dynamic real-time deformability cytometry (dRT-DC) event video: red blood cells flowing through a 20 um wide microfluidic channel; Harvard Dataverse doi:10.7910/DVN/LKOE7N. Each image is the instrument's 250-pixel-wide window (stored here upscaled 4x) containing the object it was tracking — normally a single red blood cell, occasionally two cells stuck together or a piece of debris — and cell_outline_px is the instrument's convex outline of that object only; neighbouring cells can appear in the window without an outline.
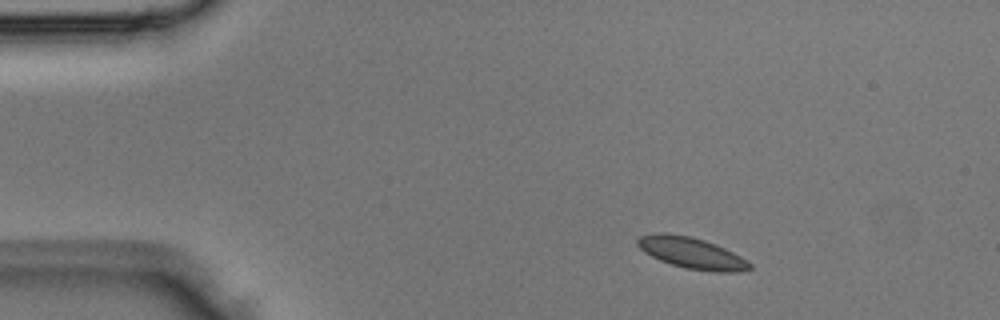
{"species": "Egyptian fruit bat (a non-hibernating species)", "species_latin": "Rousettus aegyptiacus", "temperature_condition": "room temperature", "stored_images_in_passage": 3, "camera_frame_rate_fps": 3000, "um_per_image_px": 0.085, "animal": {"sex": "male"}, "frame": {"image": 1, "passage_image": 1, "time_ms": 0.0, "image_size_px": [1000, 320], "cell_outline_px": [[752, 268], [740, 272], [716, 272], [688, 268], [672, 264], [660, 260], [644, 252], [636, 244], [636, 240], [640, 236], [656, 232], [664, 232], [688, 236], [704, 240], [716, 244], [740, 256], [752, 264]], "centroid_in_image_um": [58.78, 21.49], "position_along_channel_um": 26.2, "area_um2": 20.29}}
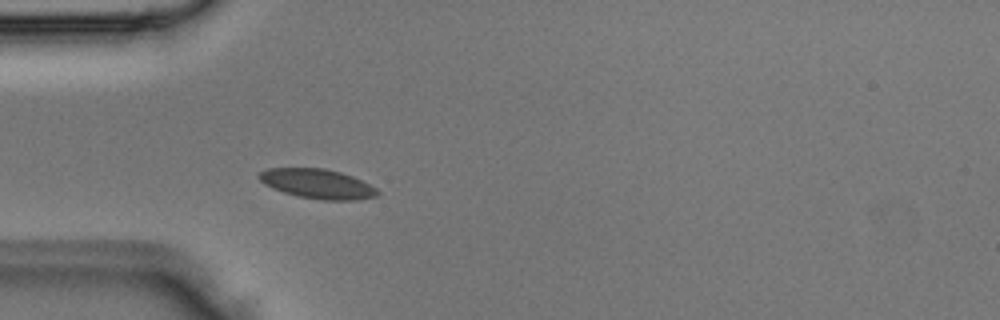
{"frame": {"image": 2, "passage_image": 3, "time_ms": 0.667, "image_size_px": [1000, 320], "cell_outline_px": [[380, 192], [376, 196], [356, 200], [320, 200], [296, 196], [272, 188], [264, 184], [256, 176], [260, 172], [268, 168], [324, 168], [340, 172], [352, 176], [376, 188]], "centroid_in_image_um": [26.95, 15.62], "position_along_channel_um": 58.0, "area_um2": 20.4}}